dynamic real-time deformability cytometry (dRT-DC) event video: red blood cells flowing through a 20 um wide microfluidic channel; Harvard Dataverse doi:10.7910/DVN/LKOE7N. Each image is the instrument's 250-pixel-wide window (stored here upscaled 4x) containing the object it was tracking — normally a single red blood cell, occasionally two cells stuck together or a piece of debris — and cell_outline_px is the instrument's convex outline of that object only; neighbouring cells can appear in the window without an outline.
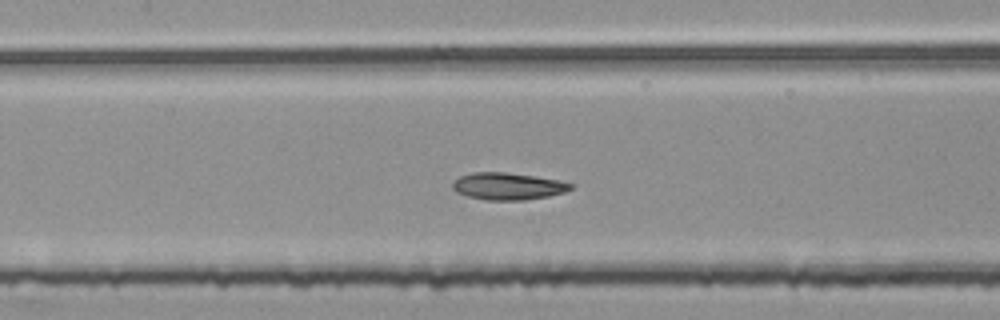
{"species": "common noctule bat (a hibernating species)", "species_latin": "Nyctalus noctula", "temperature_condition": "room temperature", "stored_images_in_passage": 50, "segment_of_instrument_passage": [2, 2], "camera_frame_rate_fps": 3000, "um_per_image_px": 0.085, "animal": {"sex": "female", "body_mass_g": 25.1}, "frame": {"image": 1, "passage_image": 23, "time_ms": 7.333, "image_size_px": [1000, 320], "cell_outline_px": [[576, 184], [572, 188], [564, 192], [548, 196], [524, 200], [488, 200], [468, 196], [456, 192], [452, 188], [452, 184], [460, 176], [472, 172], [504, 172], [536, 176], [560, 180]], "centroid_in_image_um": [43.2, 15.82], "position_along_channel_um": 164.2, "area_um2": 18.67}}
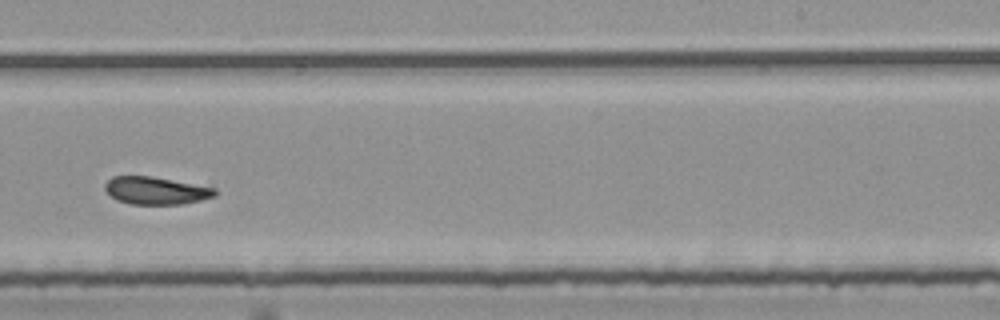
{"frame": {"image": 2, "passage_image": 32, "time_ms": 10.333, "image_size_px": [1000, 320], "cell_outline_px": [[216, 196], [200, 200], [180, 204], [128, 204], [116, 200], [104, 188], [104, 184], [112, 176], [152, 176], [216, 188]], "centroid_in_image_um": [13.23, 16.2], "position_along_channel_um": 275.8, "area_um2": 17.63}}
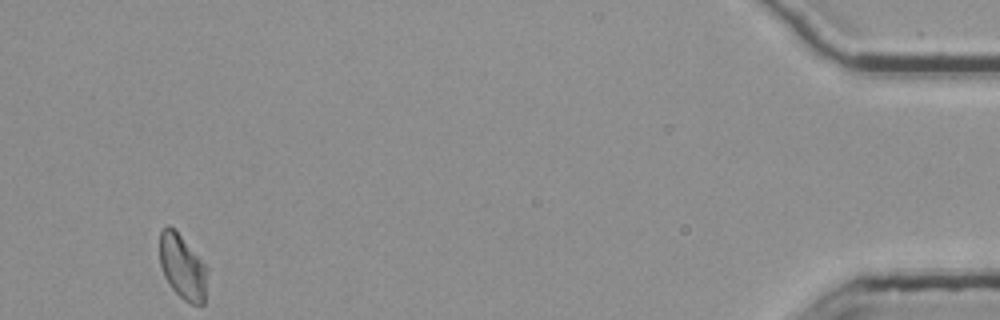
{"frame": {"image": 3, "passage_image": 50, "time_ms": 16.333, "image_size_px": [1000, 320], "cell_outline_px": [[208, 272], [204, 304], [192, 304], [184, 300], [168, 284], [164, 276], [160, 264], [160, 232], [168, 224], [176, 228], [208, 268]], "centroid_in_image_um": [15.52, 22.66], "position_along_channel_um": 419.7, "area_um2": 18.21}}